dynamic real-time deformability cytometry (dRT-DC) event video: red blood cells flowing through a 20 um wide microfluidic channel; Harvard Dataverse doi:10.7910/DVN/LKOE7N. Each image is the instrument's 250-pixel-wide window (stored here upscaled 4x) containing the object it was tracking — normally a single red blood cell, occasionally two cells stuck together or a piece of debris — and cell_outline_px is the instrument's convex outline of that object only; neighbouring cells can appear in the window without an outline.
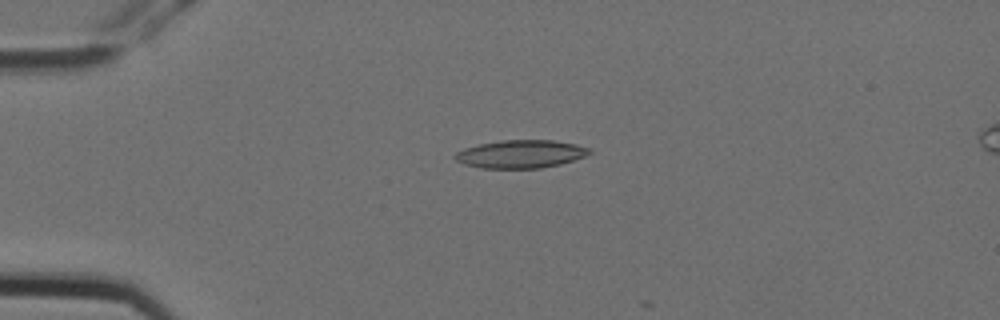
{"species": "Egyptian fruit bat (a non-hibernating species)", "species_latin": "Rousettus aegyptiacus", "temperature_condition": "cold", "stored_images_in_passage": 4, "camera_frame_rate_fps": 3000, "um_per_image_px": 0.085, "animal": {"sex": "female"}, "frame": {"image": 1, "passage_image": 2, "time_ms": 0.333, "image_size_px": [1000, 320], "cell_outline_px": [[592, 152], [584, 156], [560, 164], [540, 168], [480, 168], [464, 164], [456, 160], [452, 156], [456, 152], [464, 148], [480, 144], [500, 140], [552, 140], [576, 144], [592, 148]], "centroid_in_image_um": [44.25, 13.09], "position_along_channel_um": 40.8, "area_um2": 21.96}}